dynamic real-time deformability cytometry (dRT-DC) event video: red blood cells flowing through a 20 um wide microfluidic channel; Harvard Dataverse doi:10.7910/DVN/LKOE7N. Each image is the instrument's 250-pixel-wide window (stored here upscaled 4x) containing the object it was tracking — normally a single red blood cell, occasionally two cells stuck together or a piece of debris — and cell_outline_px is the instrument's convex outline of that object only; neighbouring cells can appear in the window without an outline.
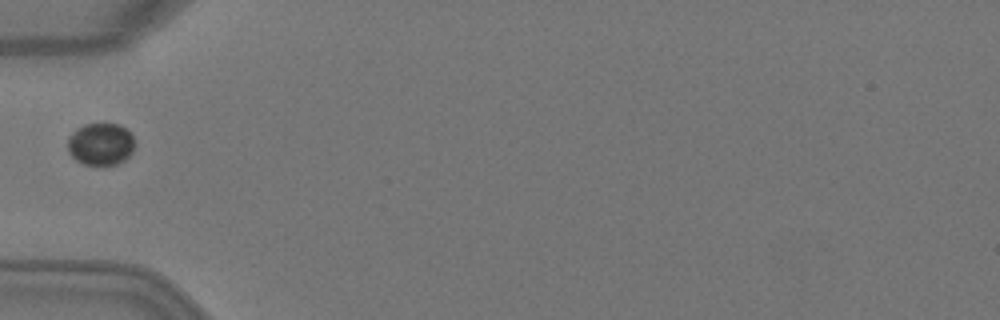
{"species": "Egyptian fruit bat (a non-hibernating species)", "species_latin": "Rousettus aegyptiacus", "temperature_condition": "warm", "stored_images_in_passage": 2, "camera_frame_rate_fps": 3000, "um_per_image_px": 0.085, "animal": {"sex": "female"}, "frame": {"image": 1, "passage_image": 1, "time_ms": 0.0, "image_size_px": [1000, 320], "cell_outline_px": [[136, 140], [132, 152], [124, 160], [116, 164], [104, 168], [84, 164], [76, 160], [68, 152], [68, 136], [76, 128], [84, 124], [120, 124]], "centroid_in_image_um": [8.55, 12.28], "position_along_channel_um": 76.5, "area_um2": 16.94}}